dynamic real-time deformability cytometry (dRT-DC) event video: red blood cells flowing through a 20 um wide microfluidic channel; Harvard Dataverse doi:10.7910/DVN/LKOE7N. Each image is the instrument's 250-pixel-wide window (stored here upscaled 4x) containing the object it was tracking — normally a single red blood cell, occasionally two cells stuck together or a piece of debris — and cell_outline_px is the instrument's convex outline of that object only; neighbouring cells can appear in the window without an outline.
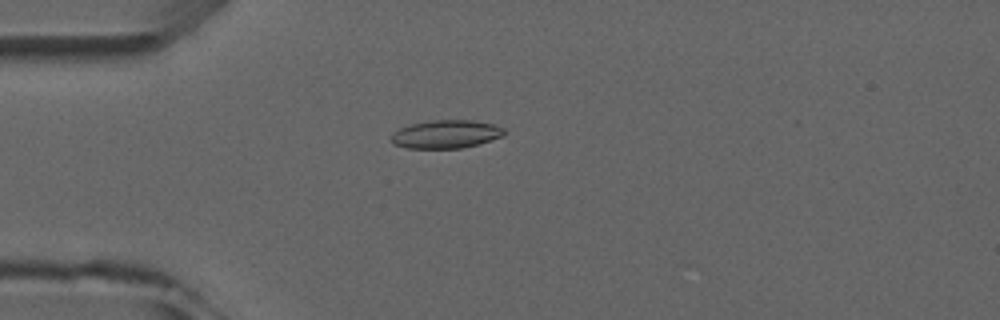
{"species": "common noctule bat (a hibernating species)", "species_latin": "Nyctalus noctula", "temperature_condition": "room temperature", "stored_images_in_passage": 5, "camera_frame_rate_fps": 3000, "um_per_image_px": 0.085, "animal": {"sex": "male", "forearm_length_mm": 52.5}, "frame": {"image": 1, "passage_image": 5, "time_ms": 4.333, "image_size_px": [1000, 320], "cell_outline_px": [[508, 132], [504, 136], [480, 144], [460, 148], [408, 148], [392, 144], [388, 140], [392, 132], [400, 128], [412, 124], [432, 120], [472, 120], [496, 124], [504, 128]], "centroid_in_image_um": [37.93, 11.4], "position_along_channel_um": 47.1, "area_um2": 18.96}}